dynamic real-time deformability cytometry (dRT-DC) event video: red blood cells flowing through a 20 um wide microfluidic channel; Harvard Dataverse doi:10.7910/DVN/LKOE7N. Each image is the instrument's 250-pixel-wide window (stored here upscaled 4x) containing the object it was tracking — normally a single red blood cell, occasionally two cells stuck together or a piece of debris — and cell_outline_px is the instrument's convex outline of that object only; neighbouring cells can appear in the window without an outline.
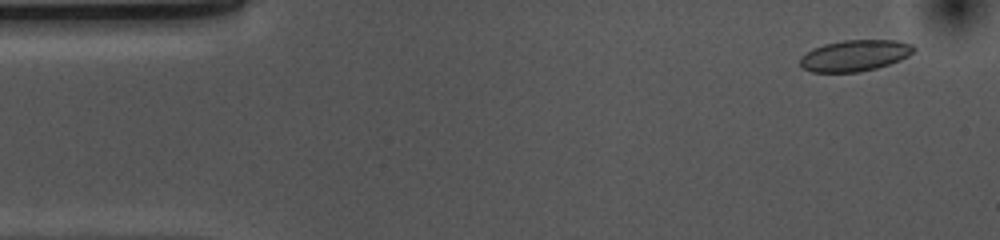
{"species": "common noctule bat (a hibernating species)", "species_latin": "Nyctalus noctula", "temperature_condition": "cold", "stored_images_in_passage": 53, "camera_frame_rate_fps": 3000, "um_per_image_px": 0.085, "animal": {"sex": "female", "body_mass_g": 10.0, "forearm_length_mm": 53.1}, "frame": {"image": 1, "passage_image": 3, "time_ms": 0.667, "image_size_px": [1000, 240], "cell_outline_px": [[916, 48], [908, 56], [900, 60], [876, 68], [860, 72], [812, 72], [804, 68], [800, 64], [800, 56], [812, 48], [824, 44], [844, 40], [896, 40], [912, 44]], "centroid_in_image_um": [72.65, 4.72], "position_along_channel_um": 12.4, "area_um2": 20.69}}
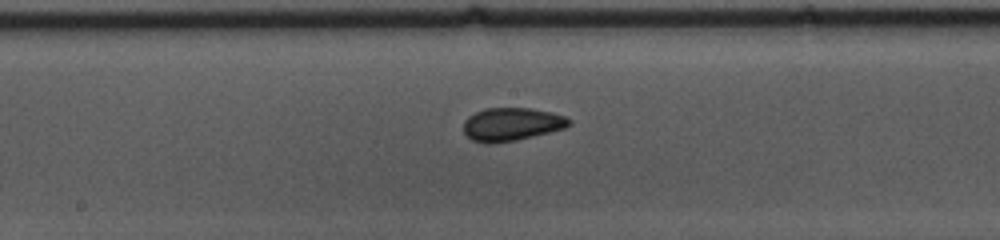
{"frame": {"image": 2, "passage_image": 26, "time_ms": 8.333, "image_size_px": [1000, 240], "cell_outline_px": [[572, 124], [564, 128], [516, 140], [488, 144], [484, 144], [472, 140], [464, 132], [464, 120], [468, 116], [484, 108], [532, 108], [552, 112], [564, 116], [572, 120]], "centroid_in_image_um": [43.48, 10.55], "position_along_channel_um": 204.7, "area_um2": 20.4}}
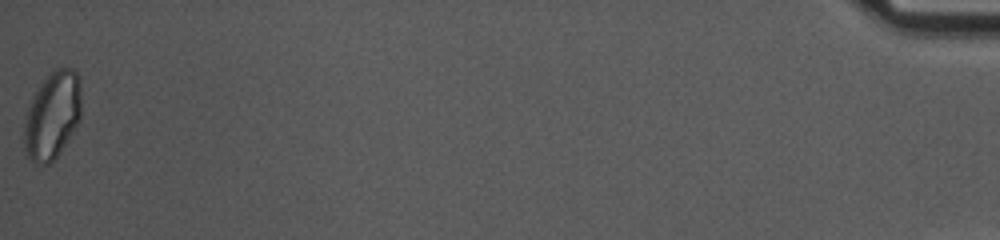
{"frame": {"image": 3, "passage_image": 53, "time_ms": 17.333, "image_size_px": [1000, 240], "cell_outline_px": [[80, 120], [68, 140], [56, 156], [48, 164], [36, 164], [24, 152], [24, 112], [32, 96], [44, 80], [56, 68], [76, 68], [80, 76]], "centroid_in_image_um": [4.44, 9.79], "position_along_channel_um": 430.8, "area_um2": 29.3}, "authors_computed_cell_mechanics": {"area_um2": 20.4612, "velocity_mm_per_s": 3.6843, "shape_relaxation_time_tau1_ms": 7.9162, "shape_relaxation_time_tau2_ms": 1.4426, "deformation_change_tau1": 0.1139, "deformation_change_tau2": 0.056}}